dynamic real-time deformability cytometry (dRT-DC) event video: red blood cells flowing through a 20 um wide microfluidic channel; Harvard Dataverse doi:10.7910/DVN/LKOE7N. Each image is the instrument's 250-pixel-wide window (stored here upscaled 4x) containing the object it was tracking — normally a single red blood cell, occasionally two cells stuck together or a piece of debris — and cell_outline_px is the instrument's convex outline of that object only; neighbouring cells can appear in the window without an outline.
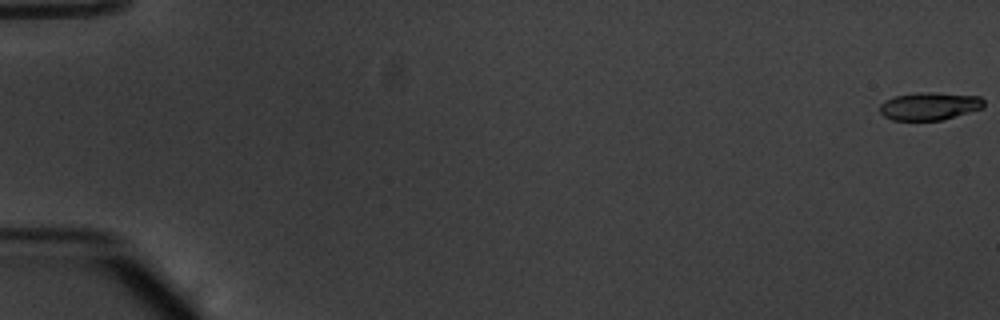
{"species": "common noctule bat (a hibernating species)", "species_latin": "Nyctalus noctula", "temperature_condition": "warm", "stored_images_in_passage": 55, "camera_frame_rate_fps": 3000, "um_per_image_px": 0.085, "animal": {"sex": "male", "body_mass_g": 20.1, "forearm_length_mm": 53.5}, "frame": {"image": 1, "passage_image": 1, "time_ms": 0.0, "image_size_px": [1000, 320], "cell_outline_px": [[984, 108], [940, 120], [892, 120], [884, 116], [880, 112], [880, 104], [884, 100], [896, 96], [916, 92], [936, 92], [980, 96], [984, 100]], "centroid_in_image_um": [79.01, 9.01], "position_along_channel_um": 6.0, "area_um2": 16.94}}
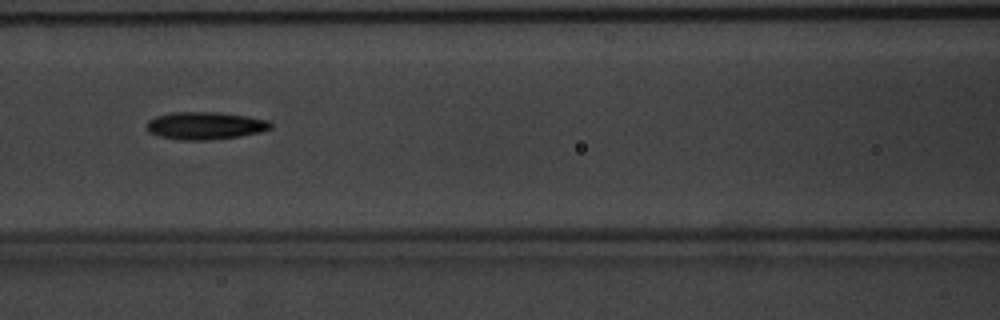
{"frame": {"image": 2, "passage_image": 26, "time_ms": 8.333, "image_size_px": [1000, 320], "cell_outline_px": [[272, 128], [260, 132], [240, 136], [208, 140], [176, 140], [160, 136], [148, 132], [148, 120], [156, 116], [172, 112], [220, 112], [248, 116], [268, 120], [272, 124]], "centroid_in_image_um": [17.45, 10.68], "position_along_channel_um": 149.1, "area_um2": 20.0}}
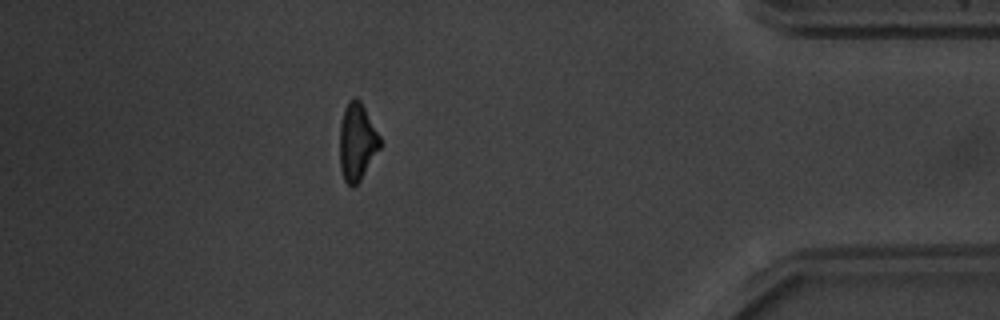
{"frame": {"image": 3, "passage_image": 49, "time_ms": 16.0, "image_size_px": [1000, 320], "cell_outline_px": [[380, 148], [360, 180], [352, 188], [344, 180], [340, 168], [340, 124], [344, 108], [348, 100], [352, 96], [356, 96], [360, 100], [380, 136]], "centroid_in_image_um": [30.33, 12.03], "position_along_channel_um": 404.9, "area_um2": 18.15}, "authors_computed_cell_mechanics": {"area_um2": 18.4382, "velocity_mm_per_s": 3.8277, "shape_relaxation_time_tau1_ms": 2.7861, "shape_relaxation_time_tau2_ms": null, "deformation_change_tau1": 0.1498, "deformation_change_tau2": null}}